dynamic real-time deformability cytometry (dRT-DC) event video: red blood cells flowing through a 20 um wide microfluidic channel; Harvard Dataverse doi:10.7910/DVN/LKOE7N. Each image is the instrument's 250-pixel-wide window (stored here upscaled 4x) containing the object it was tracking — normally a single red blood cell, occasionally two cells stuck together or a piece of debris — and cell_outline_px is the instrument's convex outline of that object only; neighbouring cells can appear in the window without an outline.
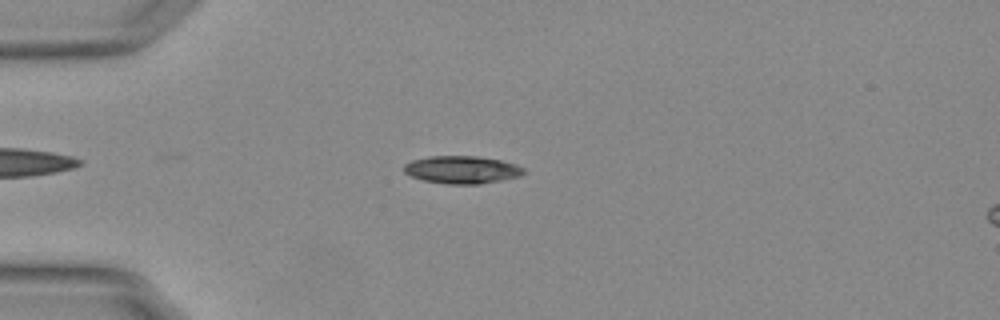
{"species": "Egyptian fruit bat (a non-hibernating species)", "species_latin": "Rousettus aegyptiacus", "temperature_condition": "warm", "stored_images_in_passage": 48, "camera_frame_rate_fps": 3000, "um_per_image_px": 0.085, "animal": {"sex": "female"}, "frame": {"image": 1, "passage_image": 9, "time_ms": 2.667, "image_size_px": [1000, 320], "cell_outline_px": [[528, 172], [520, 176], [480, 184], [448, 184], [424, 180], [412, 176], [404, 172], [404, 164], [412, 160], [428, 156], [476, 156], [500, 160], [516, 164], [524, 168]], "centroid_in_image_um": [39.29, 14.42], "position_along_channel_um": 45.7, "area_um2": 19.31}}
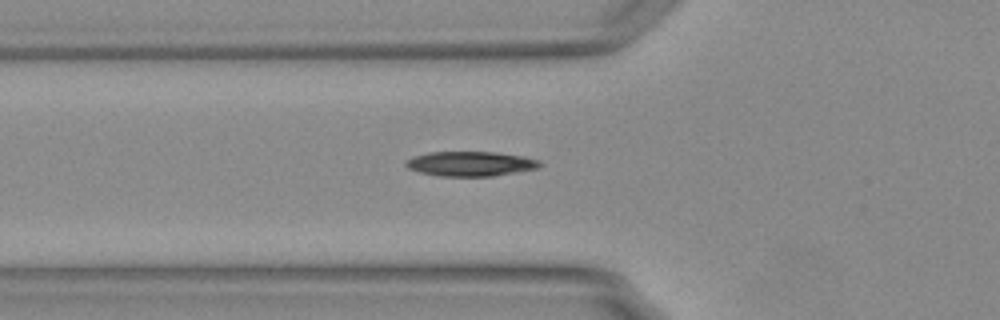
{"frame": {"image": 2, "passage_image": 14, "time_ms": 4.333, "image_size_px": [1000, 320], "cell_outline_px": [[540, 168], [492, 176], [440, 176], [420, 172], [408, 168], [404, 164], [412, 156], [428, 152], [496, 152], [524, 156], [540, 160]], "centroid_in_image_um": [40.0, 13.91], "position_along_channel_um": 85.8, "area_um2": 19.31}}
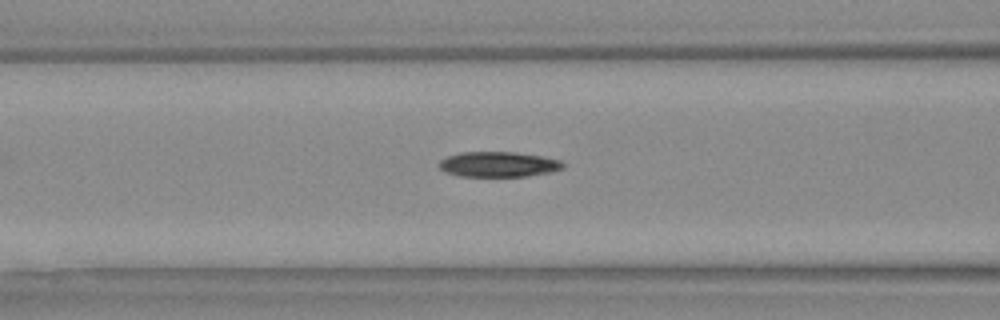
{"frame": {"image": 3, "passage_image": 17, "time_ms": 5.333, "image_size_px": [1000, 320], "cell_outline_px": [[564, 168], [548, 172], [524, 176], [460, 176], [444, 172], [436, 164], [440, 160], [448, 156], [460, 152], [516, 152], [540, 156], [560, 160], [564, 164]], "centroid_in_image_um": [42.31, 13.96], "position_along_channel_um": 124.3, "area_um2": 18.15}, "authors_computed_cell_mechanics": {"area_um2": 18.5538, "velocity_mm_per_s": 3.7907, "shape_relaxation_time_tau1_ms": 5.3878, "shape_relaxation_time_tau2_ms": null, "deformation_change_tau1": 0.1658, "deformation_change_tau2": null}}